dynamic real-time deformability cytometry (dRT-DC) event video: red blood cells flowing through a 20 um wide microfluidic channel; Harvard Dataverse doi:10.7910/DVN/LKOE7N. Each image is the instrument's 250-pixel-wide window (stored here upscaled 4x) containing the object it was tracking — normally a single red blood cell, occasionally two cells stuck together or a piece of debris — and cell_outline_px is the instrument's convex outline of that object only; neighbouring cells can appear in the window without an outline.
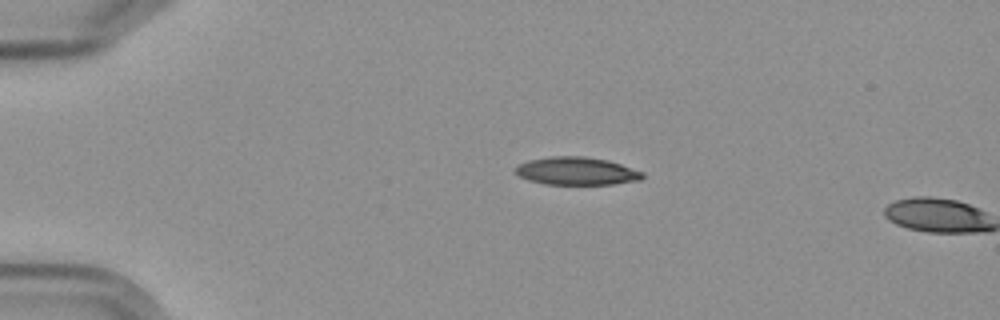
{"species": "Egyptian fruit bat (a non-hibernating species)", "species_latin": "Rousettus aegyptiacus", "temperature_condition": "cold", "stored_images_in_passage": 4, "camera_frame_rate_fps": 3000, "um_per_image_px": 0.085, "frame": {"image": 1, "passage_image": 3, "time_ms": 2.333, "image_size_px": [1000, 320], "cell_outline_px": [[644, 176], [640, 180], [612, 184], [544, 184], [528, 180], [512, 172], [512, 168], [528, 160], [548, 156], [584, 156], [608, 160], [644, 172]], "centroid_in_image_um": [48.96, 14.53], "position_along_channel_um": 36.0, "area_um2": 20.81}}